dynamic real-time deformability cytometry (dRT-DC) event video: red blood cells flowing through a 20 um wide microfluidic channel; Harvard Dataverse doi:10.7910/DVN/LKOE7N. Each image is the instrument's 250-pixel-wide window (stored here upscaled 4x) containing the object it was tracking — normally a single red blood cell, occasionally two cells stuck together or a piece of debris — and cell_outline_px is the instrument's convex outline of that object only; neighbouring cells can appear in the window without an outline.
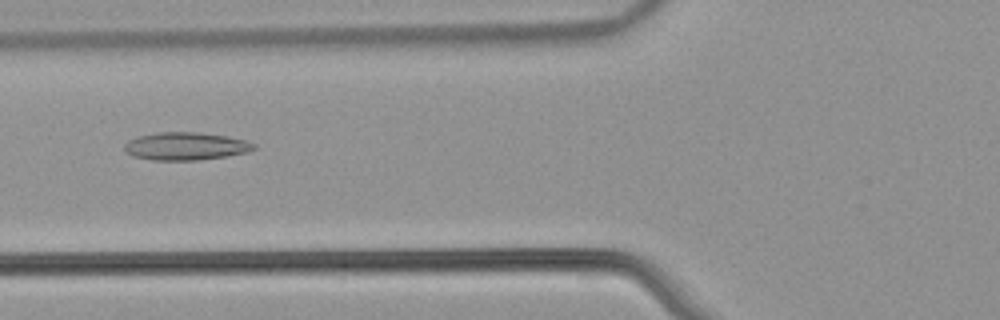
{"species": "common noctule bat (a hibernating species)", "species_latin": "Nyctalus noctula", "temperature_condition": "warm", "stored_images_in_passage": 48, "camera_frame_rate_fps": 3000, "um_per_image_px": 0.085, "animal": {"sex": "male", "body_mass_g": 21.5, "forearm_length_mm": 52.0}, "frame": {"image": 1, "passage_image": 16, "time_ms": 5.0, "image_size_px": [1000, 320], "cell_outline_px": [[256, 148], [248, 152], [228, 156], [200, 160], [152, 160], [132, 156], [124, 152], [124, 144], [128, 140], [136, 136], [160, 132], [200, 132], [228, 136], [248, 140], [256, 144]], "centroid_in_image_um": [15.8, 12.42], "position_along_channel_um": 110.0, "area_um2": 21.39}}
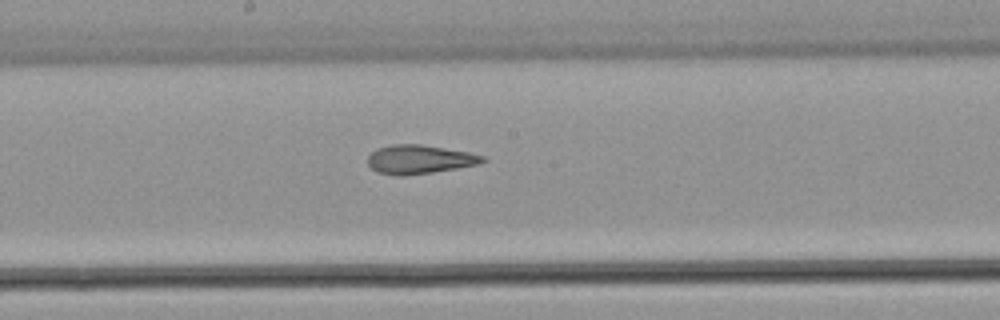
{"frame": {"image": 2, "passage_image": 24, "time_ms": 7.667, "image_size_px": [1000, 320], "cell_outline_px": [[488, 160], [476, 164], [456, 168], [432, 172], [404, 176], [400, 176], [376, 172], [368, 164], [368, 156], [376, 148], [392, 144], [420, 144], [468, 152], [484, 156]], "centroid_in_image_um": [35.62, 13.54], "position_along_channel_um": 212.6, "area_um2": 19.19}}
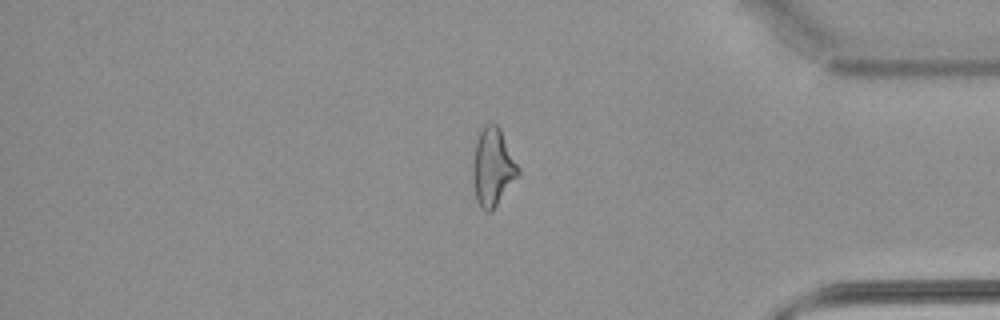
{"frame": {"image": 3, "passage_image": 40, "time_ms": 13.0, "image_size_px": [1000, 320], "cell_outline_px": [[520, 172], [496, 204], [488, 212], [484, 212], [476, 200], [472, 176], [472, 164], [476, 136], [484, 124], [496, 124], [500, 128], [520, 168]], "centroid_in_image_um": [41.85, 14.15], "position_along_channel_um": 393.3, "area_um2": 20.46}, "authors_computed_cell_mechanics": {"area_um2": 20.3745, "velocity_mm_per_s": 3.8422, "shape_relaxation_time_tau1_ms": null, "shape_relaxation_time_tau2_ms": 2.1502, "deformation_change_tau1": null, "deformation_change_tau2": 0.1148}}